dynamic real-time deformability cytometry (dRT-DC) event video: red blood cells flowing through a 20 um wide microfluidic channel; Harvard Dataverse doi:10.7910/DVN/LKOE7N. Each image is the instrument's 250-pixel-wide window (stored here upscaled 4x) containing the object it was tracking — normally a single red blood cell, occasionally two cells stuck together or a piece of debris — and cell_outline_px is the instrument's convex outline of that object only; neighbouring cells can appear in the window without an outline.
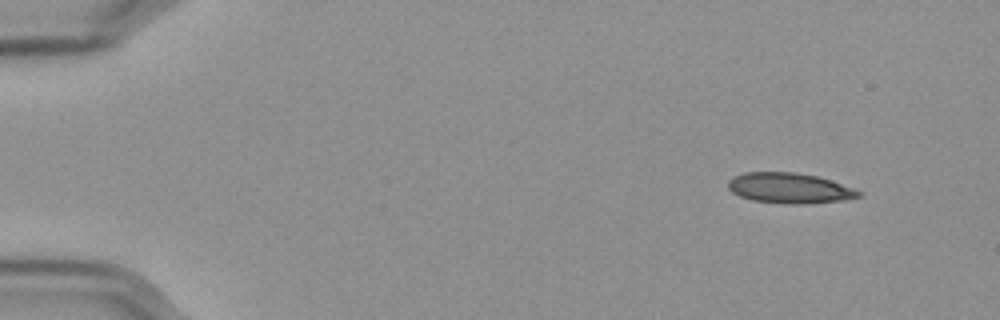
{"species": "Egyptian fruit bat (a non-hibernating species)", "species_latin": "Rousettus aegyptiacus", "temperature_condition": "cold", "stored_images_in_passage": 52, "camera_frame_rate_fps": 3000, "um_per_image_px": 0.085, "frame": {"image": 1, "passage_image": 1, "time_ms": 0.0, "image_size_px": [1000, 320], "cell_outline_px": [[864, 196], [844, 200], [804, 204], [788, 204], [752, 200], [740, 196], [732, 192], [728, 188], [728, 180], [732, 176], [744, 172], [792, 172], [816, 176], [832, 180], [864, 192]], "centroid_in_image_um": [67.13, 15.99], "position_along_channel_um": 17.9, "area_um2": 23.35}}
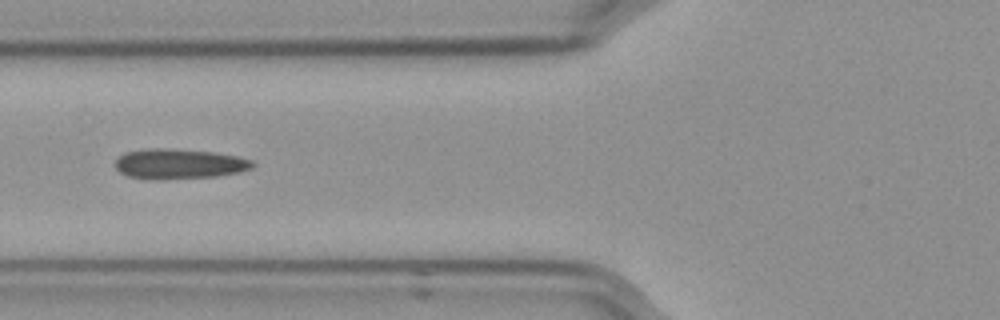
{"frame": {"image": 2, "passage_image": 18, "time_ms": 5.667, "image_size_px": [1000, 320], "cell_outline_px": [[256, 164], [252, 168], [240, 172], [216, 176], [128, 176], [120, 172], [116, 168], [116, 160], [124, 152], [148, 148], [168, 148], [212, 152], [236, 156], [252, 160]], "centroid_in_image_um": [15.28, 13.86], "position_along_channel_um": 110.5, "area_um2": 22.83}}
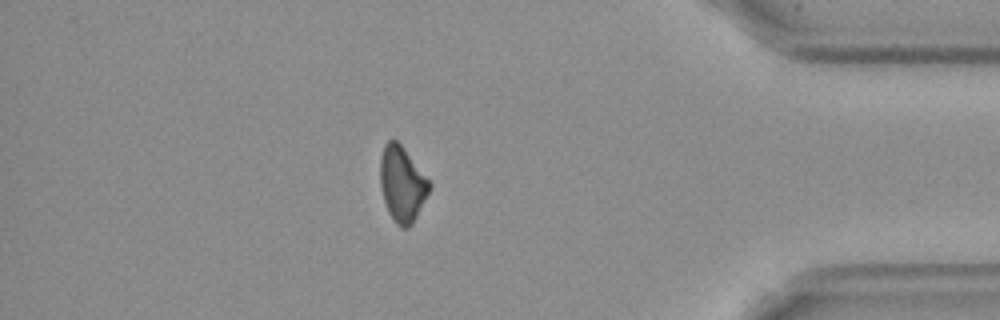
{"frame": {"image": 3, "passage_image": 45, "time_ms": 14.667, "image_size_px": [1000, 320], "cell_outline_px": [[432, 188], [412, 224], [408, 228], [400, 228], [392, 220], [388, 212], [380, 188], [380, 156], [384, 144], [388, 140], [396, 140], [400, 144], [432, 184]], "centroid_in_image_um": [34.17, 15.67], "position_along_channel_um": 401.0, "area_um2": 21.68}}